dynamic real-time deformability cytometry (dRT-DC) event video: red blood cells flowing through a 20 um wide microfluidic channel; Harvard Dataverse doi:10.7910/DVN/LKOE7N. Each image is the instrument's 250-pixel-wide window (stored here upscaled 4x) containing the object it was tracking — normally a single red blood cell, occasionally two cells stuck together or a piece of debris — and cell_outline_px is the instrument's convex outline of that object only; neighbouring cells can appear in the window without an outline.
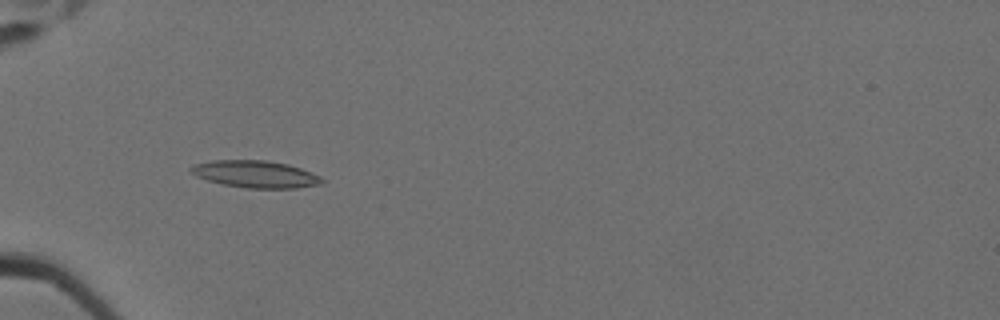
{"species": "Egyptian fruit bat (a non-hibernating species)", "species_latin": "Rousettus aegyptiacus", "temperature_condition": "cold", "stored_images_in_passage": 52, "camera_frame_rate_fps": 3000, "um_per_image_px": 0.085, "animal": {"sex": "female"}, "frame": {"image": 1, "passage_image": 20, "time_ms": 6.333, "image_size_px": [1000, 320], "cell_outline_px": [[324, 180], [320, 184], [296, 188], [248, 188], [224, 184], [208, 180], [196, 176], [188, 172], [188, 168], [196, 164], [212, 160], [268, 160], [288, 164], [300, 168], [320, 176]], "centroid_in_image_um": [21.69, 14.79], "position_along_channel_um": 63.3, "area_um2": 20.63}}
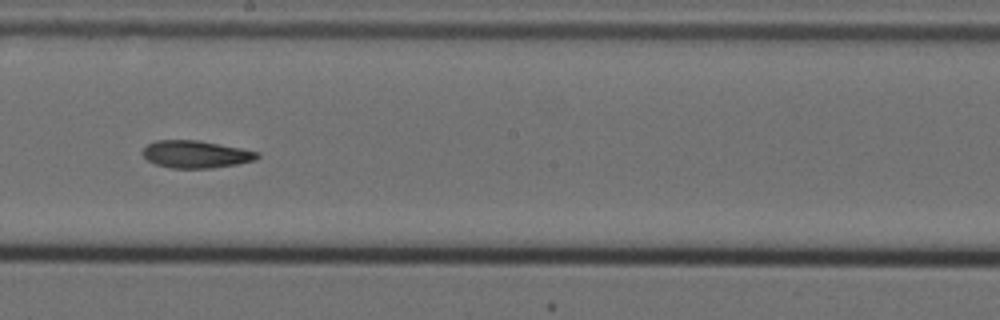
{"frame": {"image": 2, "passage_image": 35, "time_ms": 11.333, "image_size_px": [1000, 320], "cell_outline_px": [[260, 156], [256, 160], [236, 164], [212, 168], [172, 168], [156, 164], [148, 160], [140, 152], [148, 144], [156, 140], [200, 140], [260, 152]], "centroid_in_image_um": [16.65, 13.11], "position_along_channel_um": 231.5, "area_um2": 18.32}}
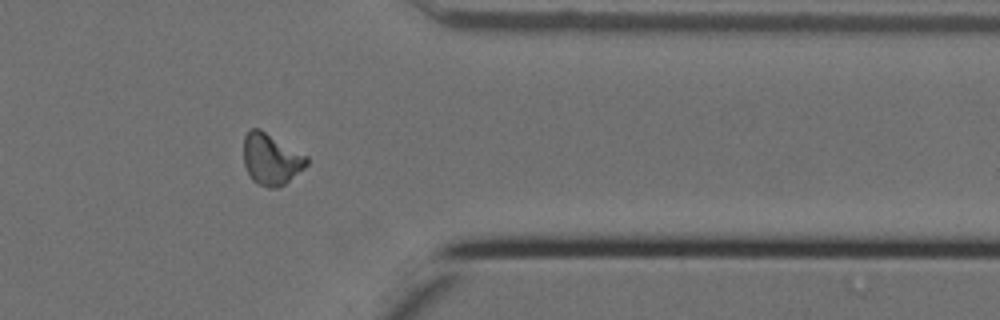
{"frame": {"image": 3, "passage_image": 49, "time_ms": 16.0, "image_size_px": [1000, 320], "cell_outline_px": [[308, 164], [304, 168], [284, 184], [276, 188], [268, 188], [256, 184], [252, 180], [244, 164], [244, 136], [252, 128], [260, 128], [308, 156]], "centroid_in_image_um": [23.04, 13.53], "position_along_channel_um": 388.4, "area_um2": 18.9}}